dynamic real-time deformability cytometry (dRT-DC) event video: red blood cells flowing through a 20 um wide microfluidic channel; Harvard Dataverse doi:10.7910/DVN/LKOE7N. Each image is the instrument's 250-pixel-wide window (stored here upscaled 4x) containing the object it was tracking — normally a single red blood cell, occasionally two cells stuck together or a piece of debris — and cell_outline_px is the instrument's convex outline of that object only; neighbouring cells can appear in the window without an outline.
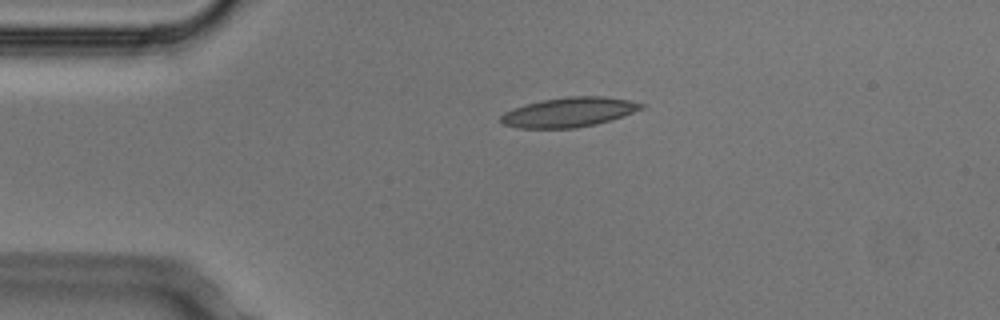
{"species": "Egyptian fruit bat (a non-hibernating species)", "species_latin": "Rousettus aegyptiacus", "temperature_condition": "cold", "stored_images_in_passage": 2, "camera_frame_rate_fps": 3000, "um_per_image_px": 0.085, "animal": {"sex": "male"}, "frame": {"image": 1, "passage_image": 1, "time_ms": 0.0, "image_size_px": [1000, 320], "cell_outline_px": [[644, 108], [624, 116], [596, 124], [576, 128], [516, 128], [504, 124], [500, 120], [500, 116], [504, 112], [512, 108], [544, 100], [568, 96], [604, 96], [628, 100], [644, 104]], "centroid_in_image_um": [48.37, 9.54], "position_along_channel_um": 36.6, "area_um2": 24.16}}